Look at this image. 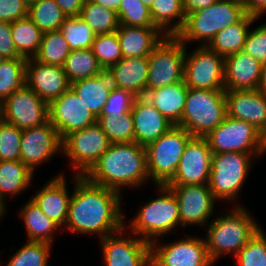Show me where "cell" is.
Segmentation results:
<instances>
[{
  "label": "cell",
  "instance_id": "7a4b0ae2",
  "mask_svg": "<svg viewBox=\"0 0 266 266\" xmlns=\"http://www.w3.org/2000/svg\"><path fill=\"white\" fill-rule=\"evenodd\" d=\"M85 177L120 194L123 187H139L150 178L146 148L136 142L111 143Z\"/></svg>",
  "mask_w": 266,
  "mask_h": 266
},
{
  "label": "cell",
  "instance_id": "d6a6232c",
  "mask_svg": "<svg viewBox=\"0 0 266 266\" xmlns=\"http://www.w3.org/2000/svg\"><path fill=\"white\" fill-rule=\"evenodd\" d=\"M11 35L18 53L25 59L38 53L43 32L26 16L11 22Z\"/></svg>",
  "mask_w": 266,
  "mask_h": 266
},
{
  "label": "cell",
  "instance_id": "e575fe53",
  "mask_svg": "<svg viewBox=\"0 0 266 266\" xmlns=\"http://www.w3.org/2000/svg\"><path fill=\"white\" fill-rule=\"evenodd\" d=\"M79 16L95 35L116 32L120 25L117 12L89 0H85Z\"/></svg>",
  "mask_w": 266,
  "mask_h": 266
},
{
  "label": "cell",
  "instance_id": "f5cc1de1",
  "mask_svg": "<svg viewBox=\"0 0 266 266\" xmlns=\"http://www.w3.org/2000/svg\"><path fill=\"white\" fill-rule=\"evenodd\" d=\"M217 0H183L185 14L204 9L214 4Z\"/></svg>",
  "mask_w": 266,
  "mask_h": 266
},
{
  "label": "cell",
  "instance_id": "681fc988",
  "mask_svg": "<svg viewBox=\"0 0 266 266\" xmlns=\"http://www.w3.org/2000/svg\"><path fill=\"white\" fill-rule=\"evenodd\" d=\"M0 55L6 59H25L17 51L11 35V23L0 21Z\"/></svg>",
  "mask_w": 266,
  "mask_h": 266
},
{
  "label": "cell",
  "instance_id": "f907efd6",
  "mask_svg": "<svg viewBox=\"0 0 266 266\" xmlns=\"http://www.w3.org/2000/svg\"><path fill=\"white\" fill-rule=\"evenodd\" d=\"M67 17L79 16L85 0H54Z\"/></svg>",
  "mask_w": 266,
  "mask_h": 266
},
{
  "label": "cell",
  "instance_id": "f546056e",
  "mask_svg": "<svg viewBox=\"0 0 266 266\" xmlns=\"http://www.w3.org/2000/svg\"><path fill=\"white\" fill-rule=\"evenodd\" d=\"M20 216L24 221L28 241L53 244V234L60 226L49 219L30 198L21 208Z\"/></svg>",
  "mask_w": 266,
  "mask_h": 266
},
{
  "label": "cell",
  "instance_id": "6f0895ef",
  "mask_svg": "<svg viewBox=\"0 0 266 266\" xmlns=\"http://www.w3.org/2000/svg\"><path fill=\"white\" fill-rule=\"evenodd\" d=\"M5 208H6V207H4V205L0 202V220H1L2 216H3V214H4L5 211H6Z\"/></svg>",
  "mask_w": 266,
  "mask_h": 266
},
{
  "label": "cell",
  "instance_id": "7c38bea8",
  "mask_svg": "<svg viewBox=\"0 0 266 266\" xmlns=\"http://www.w3.org/2000/svg\"><path fill=\"white\" fill-rule=\"evenodd\" d=\"M198 48L187 54L185 52L184 82L188 88L225 91L224 72L225 58L207 46Z\"/></svg>",
  "mask_w": 266,
  "mask_h": 266
},
{
  "label": "cell",
  "instance_id": "db71d44e",
  "mask_svg": "<svg viewBox=\"0 0 266 266\" xmlns=\"http://www.w3.org/2000/svg\"><path fill=\"white\" fill-rule=\"evenodd\" d=\"M95 4L101 5L105 8L112 9L118 12L122 0H89Z\"/></svg>",
  "mask_w": 266,
  "mask_h": 266
},
{
  "label": "cell",
  "instance_id": "ffe728a7",
  "mask_svg": "<svg viewBox=\"0 0 266 266\" xmlns=\"http://www.w3.org/2000/svg\"><path fill=\"white\" fill-rule=\"evenodd\" d=\"M25 84L48 104L70 88L62 66L46 65L34 58L26 61Z\"/></svg>",
  "mask_w": 266,
  "mask_h": 266
},
{
  "label": "cell",
  "instance_id": "3957f363",
  "mask_svg": "<svg viewBox=\"0 0 266 266\" xmlns=\"http://www.w3.org/2000/svg\"><path fill=\"white\" fill-rule=\"evenodd\" d=\"M240 204L228 214L215 217L208 224L205 239L211 260L215 263L225 254L236 255L261 227Z\"/></svg>",
  "mask_w": 266,
  "mask_h": 266
},
{
  "label": "cell",
  "instance_id": "6da1fadb",
  "mask_svg": "<svg viewBox=\"0 0 266 266\" xmlns=\"http://www.w3.org/2000/svg\"><path fill=\"white\" fill-rule=\"evenodd\" d=\"M66 229L78 234H99L100 239L125 227L121 194L75 175Z\"/></svg>",
  "mask_w": 266,
  "mask_h": 266
},
{
  "label": "cell",
  "instance_id": "484cf974",
  "mask_svg": "<svg viewBox=\"0 0 266 266\" xmlns=\"http://www.w3.org/2000/svg\"><path fill=\"white\" fill-rule=\"evenodd\" d=\"M117 36L123 58L148 57L165 36L157 27L119 25Z\"/></svg>",
  "mask_w": 266,
  "mask_h": 266
},
{
  "label": "cell",
  "instance_id": "94428289",
  "mask_svg": "<svg viewBox=\"0 0 266 266\" xmlns=\"http://www.w3.org/2000/svg\"><path fill=\"white\" fill-rule=\"evenodd\" d=\"M6 61V58L4 56L0 55V66Z\"/></svg>",
  "mask_w": 266,
  "mask_h": 266
},
{
  "label": "cell",
  "instance_id": "5b68a950",
  "mask_svg": "<svg viewBox=\"0 0 266 266\" xmlns=\"http://www.w3.org/2000/svg\"><path fill=\"white\" fill-rule=\"evenodd\" d=\"M161 195L145 203L136 217L125 228L149 242L158 240L180 226L178 201L174 192L167 185L156 186Z\"/></svg>",
  "mask_w": 266,
  "mask_h": 266
},
{
  "label": "cell",
  "instance_id": "4fadbf2b",
  "mask_svg": "<svg viewBox=\"0 0 266 266\" xmlns=\"http://www.w3.org/2000/svg\"><path fill=\"white\" fill-rule=\"evenodd\" d=\"M1 118L20 130L44 125L49 121L48 103L26 84L0 104Z\"/></svg>",
  "mask_w": 266,
  "mask_h": 266
},
{
  "label": "cell",
  "instance_id": "8992f818",
  "mask_svg": "<svg viewBox=\"0 0 266 266\" xmlns=\"http://www.w3.org/2000/svg\"><path fill=\"white\" fill-rule=\"evenodd\" d=\"M227 116L225 91L188 88L180 123L193 137H206Z\"/></svg>",
  "mask_w": 266,
  "mask_h": 266
},
{
  "label": "cell",
  "instance_id": "30bf717a",
  "mask_svg": "<svg viewBox=\"0 0 266 266\" xmlns=\"http://www.w3.org/2000/svg\"><path fill=\"white\" fill-rule=\"evenodd\" d=\"M185 52L176 36L163 37L148 56L147 91L184 80Z\"/></svg>",
  "mask_w": 266,
  "mask_h": 266
},
{
  "label": "cell",
  "instance_id": "d590c367",
  "mask_svg": "<svg viewBox=\"0 0 266 266\" xmlns=\"http://www.w3.org/2000/svg\"><path fill=\"white\" fill-rule=\"evenodd\" d=\"M28 17L43 33L60 30L68 18L54 0H37L28 7Z\"/></svg>",
  "mask_w": 266,
  "mask_h": 266
},
{
  "label": "cell",
  "instance_id": "816d5d0a",
  "mask_svg": "<svg viewBox=\"0 0 266 266\" xmlns=\"http://www.w3.org/2000/svg\"><path fill=\"white\" fill-rule=\"evenodd\" d=\"M245 8L247 13L259 18L261 15L266 13V0H247Z\"/></svg>",
  "mask_w": 266,
  "mask_h": 266
},
{
  "label": "cell",
  "instance_id": "e0dca14e",
  "mask_svg": "<svg viewBox=\"0 0 266 266\" xmlns=\"http://www.w3.org/2000/svg\"><path fill=\"white\" fill-rule=\"evenodd\" d=\"M49 121L61 139L71 132L81 130L97 122L95 115L79 99L70 87L59 98L48 104Z\"/></svg>",
  "mask_w": 266,
  "mask_h": 266
},
{
  "label": "cell",
  "instance_id": "277c9868",
  "mask_svg": "<svg viewBox=\"0 0 266 266\" xmlns=\"http://www.w3.org/2000/svg\"><path fill=\"white\" fill-rule=\"evenodd\" d=\"M246 14L245 5L240 2L217 0L207 8L186 14L183 27L175 36L185 46L197 40L202 42L200 46H207L219 31L239 22Z\"/></svg>",
  "mask_w": 266,
  "mask_h": 266
},
{
  "label": "cell",
  "instance_id": "2e32d148",
  "mask_svg": "<svg viewBox=\"0 0 266 266\" xmlns=\"http://www.w3.org/2000/svg\"><path fill=\"white\" fill-rule=\"evenodd\" d=\"M126 228L100 240L105 266H152L151 245L140 237H125Z\"/></svg>",
  "mask_w": 266,
  "mask_h": 266
},
{
  "label": "cell",
  "instance_id": "c3c4849f",
  "mask_svg": "<svg viewBox=\"0 0 266 266\" xmlns=\"http://www.w3.org/2000/svg\"><path fill=\"white\" fill-rule=\"evenodd\" d=\"M28 16V7L22 0H0V21L14 22Z\"/></svg>",
  "mask_w": 266,
  "mask_h": 266
},
{
  "label": "cell",
  "instance_id": "cb8c5ba5",
  "mask_svg": "<svg viewBox=\"0 0 266 266\" xmlns=\"http://www.w3.org/2000/svg\"><path fill=\"white\" fill-rule=\"evenodd\" d=\"M262 64L245 51L225 57V91L256 90Z\"/></svg>",
  "mask_w": 266,
  "mask_h": 266
},
{
  "label": "cell",
  "instance_id": "91938a15",
  "mask_svg": "<svg viewBox=\"0 0 266 266\" xmlns=\"http://www.w3.org/2000/svg\"><path fill=\"white\" fill-rule=\"evenodd\" d=\"M261 134H262V138H263V140H264V142L266 144V128Z\"/></svg>",
  "mask_w": 266,
  "mask_h": 266
},
{
  "label": "cell",
  "instance_id": "11a10c76",
  "mask_svg": "<svg viewBox=\"0 0 266 266\" xmlns=\"http://www.w3.org/2000/svg\"><path fill=\"white\" fill-rule=\"evenodd\" d=\"M257 90L266 95V62L261 67V76Z\"/></svg>",
  "mask_w": 266,
  "mask_h": 266
},
{
  "label": "cell",
  "instance_id": "1f68e13d",
  "mask_svg": "<svg viewBox=\"0 0 266 266\" xmlns=\"http://www.w3.org/2000/svg\"><path fill=\"white\" fill-rule=\"evenodd\" d=\"M150 14L154 25L165 36H175L182 29L186 16L183 0H154Z\"/></svg>",
  "mask_w": 266,
  "mask_h": 266
},
{
  "label": "cell",
  "instance_id": "6125c7cd",
  "mask_svg": "<svg viewBox=\"0 0 266 266\" xmlns=\"http://www.w3.org/2000/svg\"><path fill=\"white\" fill-rule=\"evenodd\" d=\"M233 1H237V2H240V3H242L243 5H245L247 0H233Z\"/></svg>",
  "mask_w": 266,
  "mask_h": 266
},
{
  "label": "cell",
  "instance_id": "680465c9",
  "mask_svg": "<svg viewBox=\"0 0 266 266\" xmlns=\"http://www.w3.org/2000/svg\"><path fill=\"white\" fill-rule=\"evenodd\" d=\"M24 2V4L29 7L30 5H32L34 2H36L37 0H22Z\"/></svg>",
  "mask_w": 266,
  "mask_h": 266
},
{
  "label": "cell",
  "instance_id": "7402d4cb",
  "mask_svg": "<svg viewBox=\"0 0 266 266\" xmlns=\"http://www.w3.org/2000/svg\"><path fill=\"white\" fill-rule=\"evenodd\" d=\"M131 114L134 123L135 142L144 147L156 141L174 126L144 97L135 99Z\"/></svg>",
  "mask_w": 266,
  "mask_h": 266
},
{
  "label": "cell",
  "instance_id": "ab89813d",
  "mask_svg": "<svg viewBox=\"0 0 266 266\" xmlns=\"http://www.w3.org/2000/svg\"><path fill=\"white\" fill-rule=\"evenodd\" d=\"M60 31L71 51L91 48L96 36L80 16L68 17L61 25Z\"/></svg>",
  "mask_w": 266,
  "mask_h": 266
},
{
  "label": "cell",
  "instance_id": "4316f807",
  "mask_svg": "<svg viewBox=\"0 0 266 266\" xmlns=\"http://www.w3.org/2000/svg\"><path fill=\"white\" fill-rule=\"evenodd\" d=\"M188 87L184 80L164 87L148 90L144 98L174 125L181 121Z\"/></svg>",
  "mask_w": 266,
  "mask_h": 266
},
{
  "label": "cell",
  "instance_id": "9f6ffc18",
  "mask_svg": "<svg viewBox=\"0 0 266 266\" xmlns=\"http://www.w3.org/2000/svg\"><path fill=\"white\" fill-rule=\"evenodd\" d=\"M145 6H147L149 9L151 8L154 0H141Z\"/></svg>",
  "mask_w": 266,
  "mask_h": 266
},
{
  "label": "cell",
  "instance_id": "52a82bcc",
  "mask_svg": "<svg viewBox=\"0 0 266 266\" xmlns=\"http://www.w3.org/2000/svg\"><path fill=\"white\" fill-rule=\"evenodd\" d=\"M192 137L185 129L174 125L145 147L150 180L156 185H165L175 175L184 149Z\"/></svg>",
  "mask_w": 266,
  "mask_h": 266
},
{
  "label": "cell",
  "instance_id": "836d02e7",
  "mask_svg": "<svg viewBox=\"0 0 266 266\" xmlns=\"http://www.w3.org/2000/svg\"><path fill=\"white\" fill-rule=\"evenodd\" d=\"M63 68L70 84L102 74L105 71L94 56L91 48L70 51Z\"/></svg>",
  "mask_w": 266,
  "mask_h": 266
},
{
  "label": "cell",
  "instance_id": "8fae6325",
  "mask_svg": "<svg viewBox=\"0 0 266 266\" xmlns=\"http://www.w3.org/2000/svg\"><path fill=\"white\" fill-rule=\"evenodd\" d=\"M111 142L96 122L62 139V152L71 161L75 175L85 176L107 151Z\"/></svg>",
  "mask_w": 266,
  "mask_h": 266
},
{
  "label": "cell",
  "instance_id": "60d3db41",
  "mask_svg": "<svg viewBox=\"0 0 266 266\" xmlns=\"http://www.w3.org/2000/svg\"><path fill=\"white\" fill-rule=\"evenodd\" d=\"M51 245L47 242L28 241L5 266H48Z\"/></svg>",
  "mask_w": 266,
  "mask_h": 266
},
{
  "label": "cell",
  "instance_id": "ba28073f",
  "mask_svg": "<svg viewBox=\"0 0 266 266\" xmlns=\"http://www.w3.org/2000/svg\"><path fill=\"white\" fill-rule=\"evenodd\" d=\"M253 158L252 154L241 152L213 154L208 185L217 201H234L239 196Z\"/></svg>",
  "mask_w": 266,
  "mask_h": 266
},
{
  "label": "cell",
  "instance_id": "f1b7e54d",
  "mask_svg": "<svg viewBox=\"0 0 266 266\" xmlns=\"http://www.w3.org/2000/svg\"><path fill=\"white\" fill-rule=\"evenodd\" d=\"M258 18L247 13L239 22L219 31L207 47L224 58L244 49L249 27Z\"/></svg>",
  "mask_w": 266,
  "mask_h": 266
},
{
  "label": "cell",
  "instance_id": "d4e9b609",
  "mask_svg": "<svg viewBox=\"0 0 266 266\" xmlns=\"http://www.w3.org/2000/svg\"><path fill=\"white\" fill-rule=\"evenodd\" d=\"M148 65V57H127L112 65L107 72L113 86L130 91L137 97H144L147 92Z\"/></svg>",
  "mask_w": 266,
  "mask_h": 266
},
{
  "label": "cell",
  "instance_id": "4dcf8cb0",
  "mask_svg": "<svg viewBox=\"0 0 266 266\" xmlns=\"http://www.w3.org/2000/svg\"><path fill=\"white\" fill-rule=\"evenodd\" d=\"M34 173L21 161H0V202L6 195L17 196L32 183Z\"/></svg>",
  "mask_w": 266,
  "mask_h": 266
},
{
  "label": "cell",
  "instance_id": "44dd1931",
  "mask_svg": "<svg viewBox=\"0 0 266 266\" xmlns=\"http://www.w3.org/2000/svg\"><path fill=\"white\" fill-rule=\"evenodd\" d=\"M227 115L243 120L261 133L266 128V95L256 90L225 91Z\"/></svg>",
  "mask_w": 266,
  "mask_h": 266
},
{
  "label": "cell",
  "instance_id": "7bdbcfd3",
  "mask_svg": "<svg viewBox=\"0 0 266 266\" xmlns=\"http://www.w3.org/2000/svg\"><path fill=\"white\" fill-rule=\"evenodd\" d=\"M237 266H266V234L260 228L233 256Z\"/></svg>",
  "mask_w": 266,
  "mask_h": 266
},
{
  "label": "cell",
  "instance_id": "603a6c76",
  "mask_svg": "<svg viewBox=\"0 0 266 266\" xmlns=\"http://www.w3.org/2000/svg\"><path fill=\"white\" fill-rule=\"evenodd\" d=\"M66 185V178L60 173L31 197L41 211L60 228L66 224L71 199Z\"/></svg>",
  "mask_w": 266,
  "mask_h": 266
},
{
  "label": "cell",
  "instance_id": "83f0119b",
  "mask_svg": "<svg viewBox=\"0 0 266 266\" xmlns=\"http://www.w3.org/2000/svg\"><path fill=\"white\" fill-rule=\"evenodd\" d=\"M70 87L98 118L108 100L113 84L109 73L104 71L102 74L75 81L70 84Z\"/></svg>",
  "mask_w": 266,
  "mask_h": 266
},
{
  "label": "cell",
  "instance_id": "ac0fdd59",
  "mask_svg": "<svg viewBox=\"0 0 266 266\" xmlns=\"http://www.w3.org/2000/svg\"><path fill=\"white\" fill-rule=\"evenodd\" d=\"M167 186L178 201L181 227L209 224L217 200L208 184Z\"/></svg>",
  "mask_w": 266,
  "mask_h": 266
},
{
  "label": "cell",
  "instance_id": "f35d334b",
  "mask_svg": "<svg viewBox=\"0 0 266 266\" xmlns=\"http://www.w3.org/2000/svg\"><path fill=\"white\" fill-rule=\"evenodd\" d=\"M97 123L108 136L111 143H134L135 131L131 111L117 120L111 115H100Z\"/></svg>",
  "mask_w": 266,
  "mask_h": 266
},
{
  "label": "cell",
  "instance_id": "bcb514c9",
  "mask_svg": "<svg viewBox=\"0 0 266 266\" xmlns=\"http://www.w3.org/2000/svg\"><path fill=\"white\" fill-rule=\"evenodd\" d=\"M136 98L132 92L113 86L101 115H111L120 120L131 111Z\"/></svg>",
  "mask_w": 266,
  "mask_h": 266
},
{
  "label": "cell",
  "instance_id": "9a60e30c",
  "mask_svg": "<svg viewBox=\"0 0 266 266\" xmlns=\"http://www.w3.org/2000/svg\"><path fill=\"white\" fill-rule=\"evenodd\" d=\"M212 156L205 137H192L184 149L175 175L165 185L208 184Z\"/></svg>",
  "mask_w": 266,
  "mask_h": 266
},
{
  "label": "cell",
  "instance_id": "7dc6e473",
  "mask_svg": "<svg viewBox=\"0 0 266 266\" xmlns=\"http://www.w3.org/2000/svg\"><path fill=\"white\" fill-rule=\"evenodd\" d=\"M243 51L261 64L266 62V23L248 32Z\"/></svg>",
  "mask_w": 266,
  "mask_h": 266
},
{
  "label": "cell",
  "instance_id": "ee69618b",
  "mask_svg": "<svg viewBox=\"0 0 266 266\" xmlns=\"http://www.w3.org/2000/svg\"><path fill=\"white\" fill-rule=\"evenodd\" d=\"M117 15L120 25L156 27L150 9L141 0H122Z\"/></svg>",
  "mask_w": 266,
  "mask_h": 266
},
{
  "label": "cell",
  "instance_id": "74e56055",
  "mask_svg": "<svg viewBox=\"0 0 266 266\" xmlns=\"http://www.w3.org/2000/svg\"><path fill=\"white\" fill-rule=\"evenodd\" d=\"M27 59H6L0 66V104L25 85Z\"/></svg>",
  "mask_w": 266,
  "mask_h": 266
},
{
  "label": "cell",
  "instance_id": "d6986e66",
  "mask_svg": "<svg viewBox=\"0 0 266 266\" xmlns=\"http://www.w3.org/2000/svg\"><path fill=\"white\" fill-rule=\"evenodd\" d=\"M62 153V139L50 121L22 130L20 160L35 173V167Z\"/></svg>",
  "mask_w": 266,
  "mask_h": 266
},
{
  "label": "cell",
  "instance_id": "5bb4252c",
  "mask_svg": "<svg viewBox=\"0 0 266 266\" xmlns=\"http://www.w3.org/2000/svg\"><path fill=\"white\" fill-rule=\"evenodd\" d=\"M151 245L152 266H212L204 238L191 237L181 238L171 243Z\"/></svg>",
  "mask_w": 266,
  "mask_h": 266
},
{
  "label": "cell",
  "instance_id": "f6af8a7d",
  "mask_svg": "<svg viewBox=\"0 0 266 266\" xmlns=\"http://www.w3.org/2000/svg\"><path fill=\"white\" fill-rule=\"evenodd\" d=\"M22 130L0 121V161L20 160Z\"/></svg>",
  "mask_w": 266,
  "mask_h": 266
},
{
  "label": "cell",
  "instance_id": "9c48e42d",
  "mask_svg": "<svg viewBox=\"0 0 266 266\" xmlns=\"http://www.w3.org/2000/svg\"><path fill=\"white\" fill-rule=\"evenodd\" d=\"M213 154L241 152L259 157L266 152L261 132L250 123L228 115L206 137Z\"/></svg>",
  "mask_w": 266,
  "mask_h": 266
},
{
  "label": "cell",
  "instance_id": "b9f144b4",
  "mask_svg": "<svg viewBox=\"0 0 266 266\" xmlns=\"http://www.w3.org/2000/svg\"><path fill=\"white\" fill-rule=\"evenodd\" d=\"M91 50L105 71L123 58L117 31L96 35Z\"/></svg>",
  "mask_w": 266,
  "mask_h": 266
},
{
  "label": "cell",
  "instance_id": "8d00e7d4",
  "mask_svg": "<svg viewBox=\"0 0 266 266\" xmlns=\"http://www.w3.org/2000/svg\"><path fill=\"white\" fill-rule=\"evenodd\" d=\"M70 48L60 30L45 32L38 53L34 57L46 65L62 66L70 53Z\"/></svg>",
  "mask_w": 266,
  "mask_h": 266
}]
</instances>
